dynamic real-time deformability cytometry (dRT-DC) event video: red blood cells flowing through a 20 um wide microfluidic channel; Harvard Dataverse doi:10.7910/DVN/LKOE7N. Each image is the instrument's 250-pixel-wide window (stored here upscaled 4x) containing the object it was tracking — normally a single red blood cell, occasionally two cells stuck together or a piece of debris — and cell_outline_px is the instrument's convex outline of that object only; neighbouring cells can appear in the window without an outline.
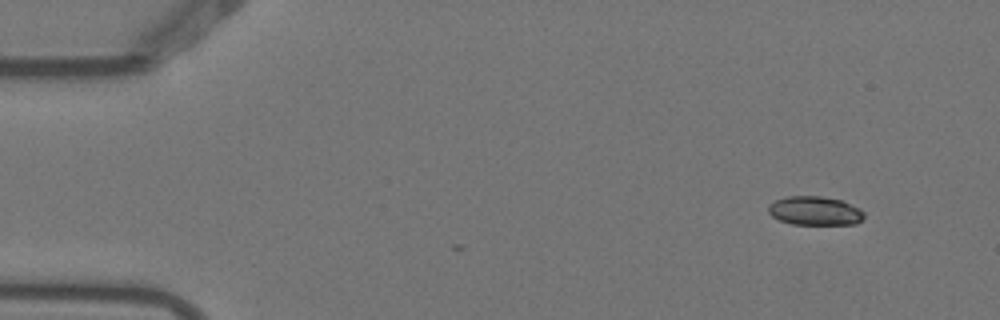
{"species": "Egyptian fruit bat (a non-hibernating species)", "species_latin": "Rousettus aegyptiacus", "temperature_condition": "warm", "stored_images_in_passage": 4, "camera_frame_rate_fps": 3000, "um_per_image_px": 0.085, "animal": {"sex": "female"}, "frame": {"image": 1, "passage_image": 1, "time_ms": 0.0, "image_size_px": [1000, 320], "cell_outline_px": [[864, 216], [856, 224], [792, 224], [780, 220], [772, 216], [768, 212], [768, 204], [776, 200], [788, 196], [820, 196], [840, 200], [860, 208], [864, 212]], "centroid_in_image_um": [69.25, 17.92], "position_along_channel_um": 15.8, "area_um2": 16.01}}
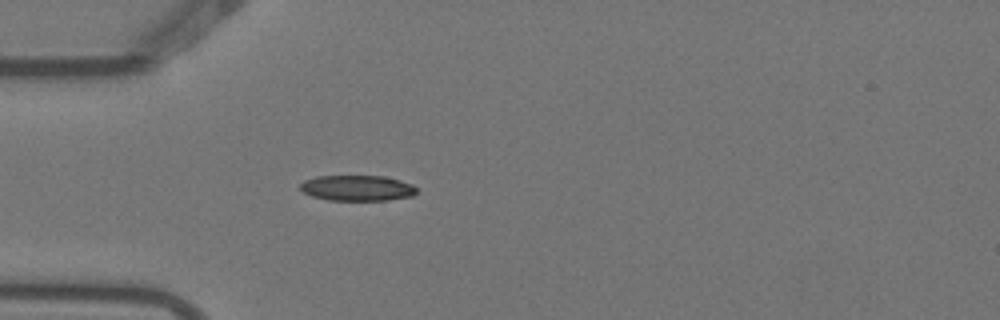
{"frame": {"image": 2, "passage_image": 4, "time_ms": 1.0, "image_size_px": [1000, 320], "cell_outline_px": [[416, 192], [412, 196], [388, 200], [328, 200], [312, 196], [304, 192], [300, 188], [300, 184], [304, 180], [316, 176], [384, 176], [412, 184], [416, 188]], "centroid_in_image_um": [30.35, 15.98], "position_along_channel_um": 54.7, "area_um2": 17.28}}